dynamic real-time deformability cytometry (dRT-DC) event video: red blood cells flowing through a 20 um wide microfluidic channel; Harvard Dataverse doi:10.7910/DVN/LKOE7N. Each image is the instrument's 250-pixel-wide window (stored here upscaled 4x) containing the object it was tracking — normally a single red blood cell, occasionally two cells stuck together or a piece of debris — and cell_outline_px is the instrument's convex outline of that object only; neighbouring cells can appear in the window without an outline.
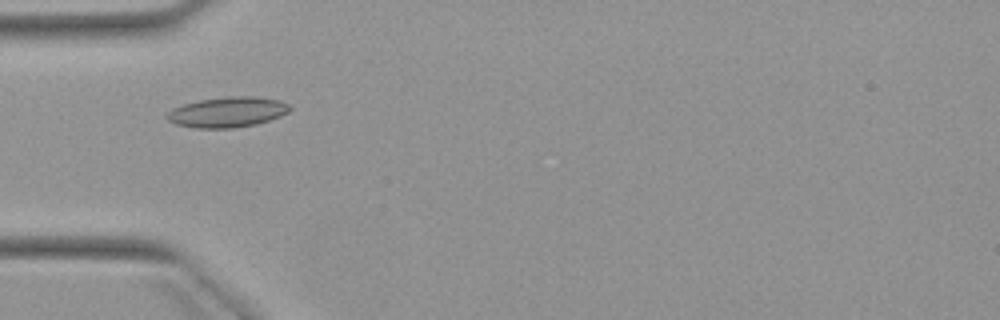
{"species": "Egyptian fruit bat (a non-hibernating species)", "species_latin": "Rousettus aegyptiacus", "temperature_condition": "warm", "stored_images_in_passage": 5, "camera_frame_rate_fps": 3000, "um_per_image_px": 0.085, "animal": {"sex": "female"}, "frame": {"image": 1, "passage_image": 4, "time_ms": 3.667, "image_size_px": [1000, 320], "cell_outline_px": [[292, 108], [288, 112], [280, 116], [256, 124], [232, 128], [196, 128], [176, 124], [168, 120], [164, 116], [172, 108], [184, 104], [200, 100], [228, 96], [252, 96], [280, 100], [288, 104]], "centroid_in_image_um": [19.32, 9.52], "position_along_channel_um": 65.7, "area_um2": 21.68}}
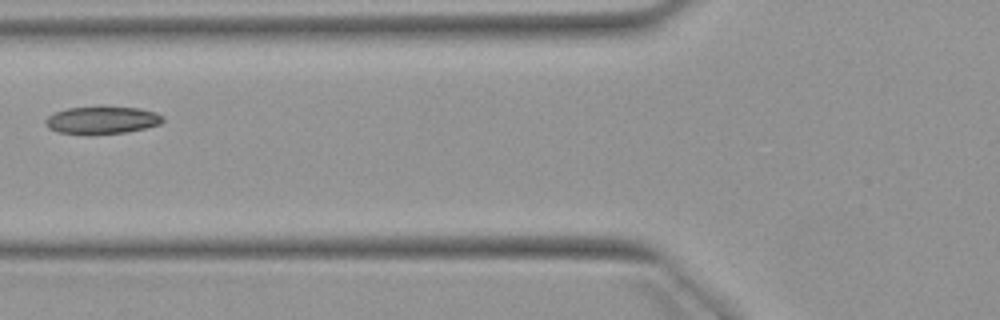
{"frame": {"image": 2, "passage_image": 5, "time_ms": 5.0, "image_size_px": [1000, 320], "cell_outline_px": [[164, 120], [160, 124], [128, 132], [96, 136], [84, 136], [56, 132], [48, 128], [44, 120], [48, 116], [56, 112], [68, 108], [140, 108], [156, 112], [164, 116]], "centroid_in_image_um": [8.65, 10.27], "position_along_channel_um": 117.1, "area_um2": 19.07}}